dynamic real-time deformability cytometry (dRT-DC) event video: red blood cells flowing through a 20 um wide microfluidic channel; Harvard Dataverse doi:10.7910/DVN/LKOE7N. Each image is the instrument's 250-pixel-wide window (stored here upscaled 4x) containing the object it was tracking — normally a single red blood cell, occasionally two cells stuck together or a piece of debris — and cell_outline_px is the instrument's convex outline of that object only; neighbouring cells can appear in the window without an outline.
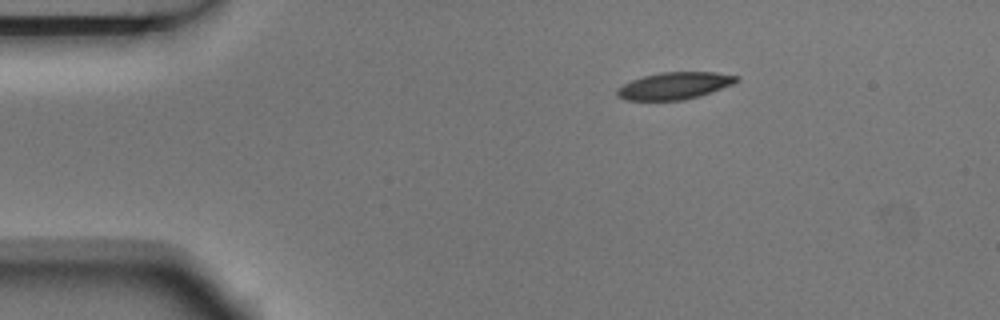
{"species": "Egyptian fruit bat (a non-hibernating species)", "species_latin": "Rousettus aegyptiacus", "temperature_condition": "room temperature", "stored_images_in_passage": 4, "camera_frame_rate_fps": 3000, "um_per_image_px": 0.085, "animal": {"sex": "male"}, "frame": {"image": 1, "passage_image": 4, "time_ms": 1.0, "image_size_px": [1000, 320], "cell_outline_px": [[740, 80], [732, 84], [696, 96], [680, 100], [624, 100], [616, 96], [616, 92], [624, 84], [632, 80], [644, 76], [660, 72], [716, 72], [740, 76]], "centroid_in_image_um": [57.32, 7.27], "position_along_channel_um": 27.7, "area_um2": 18.5}}